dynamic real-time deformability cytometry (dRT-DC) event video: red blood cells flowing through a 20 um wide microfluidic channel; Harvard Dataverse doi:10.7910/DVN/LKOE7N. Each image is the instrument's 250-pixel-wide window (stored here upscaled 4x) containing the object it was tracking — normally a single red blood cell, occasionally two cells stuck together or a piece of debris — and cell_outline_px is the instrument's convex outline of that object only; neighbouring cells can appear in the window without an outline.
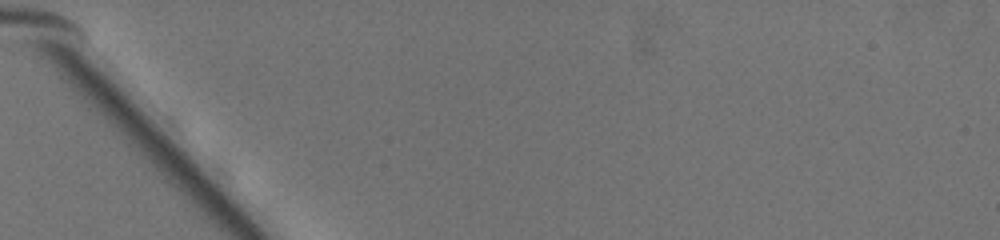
{"species": "common noctule bat (a hibernating species)", "species_latin": "Nyctalus noctula", "temperature_condition": "warm", "stored_images_in_passage": 2, "camera_frame_rate_fps": 3000, "um_per_image_px": 0.085, "animal": {"sex": "female", "body_mass_g": 19.5, "forearm_length_mm": 54.1}, "frame": {"image": 1, "passage_image": 2, "time_ms": 0.333, "image_size_px": [1000, 240], "cell_outline_px": [[280, 92], [268, 108], [256, 104], [244, 92], [236, 80], [228, 60], [236, 52], [248, 52], [256, 60]], "centroid_in_image_um": [21.53, 6.73], "position_along_channel_um": 63.5, "area_um2": 11.21}}